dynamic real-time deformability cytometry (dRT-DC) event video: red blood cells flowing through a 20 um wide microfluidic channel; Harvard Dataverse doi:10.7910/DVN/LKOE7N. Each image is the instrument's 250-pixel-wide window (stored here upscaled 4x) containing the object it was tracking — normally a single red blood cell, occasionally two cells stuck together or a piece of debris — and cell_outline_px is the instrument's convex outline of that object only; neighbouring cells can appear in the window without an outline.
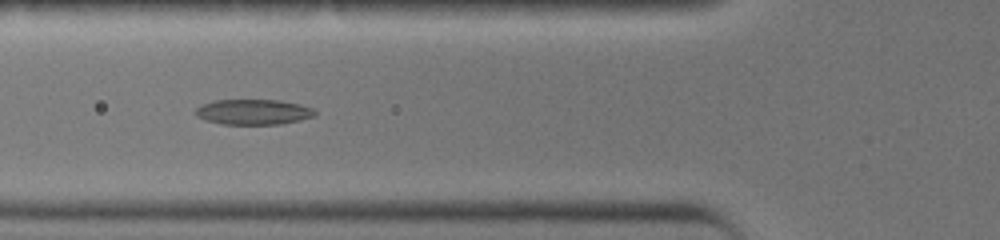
{"species": "common noctule bat (a hibernating species)", "species_latin": "Nyctalus noctula", "temperature_condition": "warm", "stored_images_in_passage": 38, "camera_frame_rate_fps": 3000, "um_per_image_px": 0.085, "animal": {"sex": "female", "body_mass_g": 19.0, "forearm_length_mm": 51.5}, "frame": {"image": 1, "passage_image": 12, "time_ms": 3.667, "image_size_px": [1000, 240], "cell_outline_px": [[316, 116], [300, 120], [280, 124], [220, 124], [204, 120], [196, 116], [192, 112], [200, 104], [212, 100], [280, 100], [300, 104], [312, 108], [316, 112]], "centroid_in_image_um": [21.48, 9.51], "position_along_channel_um": 104.3, "area_um2": 17.92}}
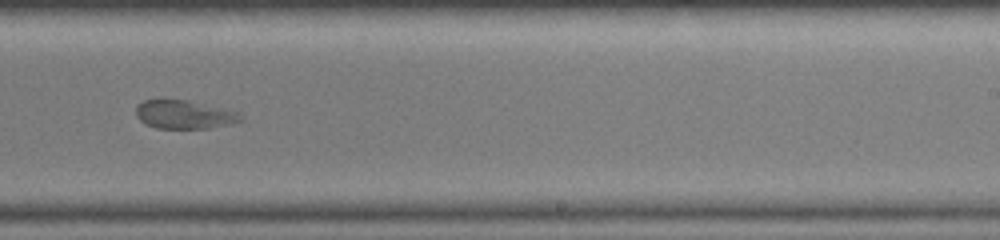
{"frame": {"image": 2, "passage_image": 23, "time_ms": 7.333, "image_size_px": [1000, 240], "cell_outline_px": [[244, 120], [228, 124], [208, 128], [156, 128], [144, 124], [136, 116], [136, 104], [144, 100], [160, 96], [164, 96], [188, 100], [228, 108], [240, 112], [244, 116]], "centroid_in_image_um": [15.64, 9.67], "position_along_channel_um": 273.4, "area_um2": 18.38}}
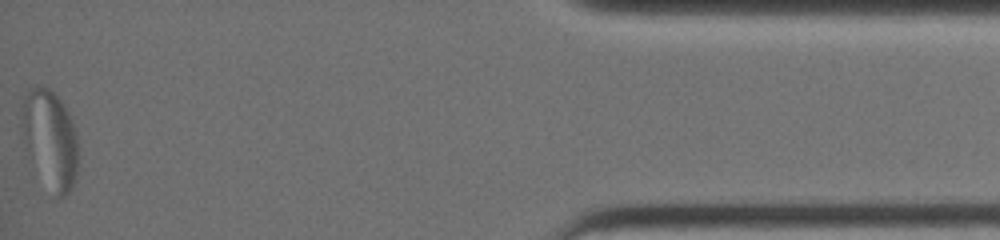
{"frame": {"image": 3, "passage_image": 38, "time_ms": 12.333, "image_size_px": [1000, 240], "cell_outline_px": [[76, 172], [72, 188], [64, 196], [52, 200], [28, 160], [20, 128], [24, 96], [36, 84], [48, 88], [64, 104], [68, 112], [76, 136]], "centroid_in_image_um": [4.19, 11.94], "position_along_channel_um": 431.0, "area_um2": 33.12}}